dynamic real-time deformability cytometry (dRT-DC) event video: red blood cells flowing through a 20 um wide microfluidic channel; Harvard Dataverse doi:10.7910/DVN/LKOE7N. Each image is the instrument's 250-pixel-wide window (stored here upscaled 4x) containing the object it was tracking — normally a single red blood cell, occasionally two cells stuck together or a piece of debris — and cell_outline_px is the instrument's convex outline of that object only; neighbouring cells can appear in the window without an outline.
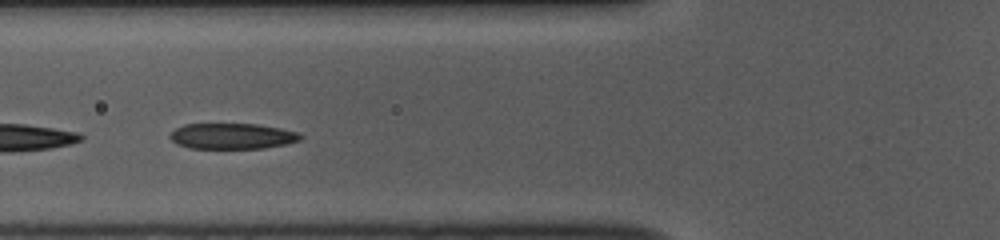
{"species": "common noctule bat (a hibernating species)", "species_latin": "Nyctalus noctula", "temperature_condition": "room temperature", "stored_images_in_passage": 16, "camera_frame_rate_fps": 3000, "um_per_image_px": 0.085, "animal": {"sex": "female", "body_mass_g": 10.0, "forearm_length_mm": 53.1}, "frame": {"image": 1, "passage_image": 13, "time_ms": 4.0, "image_size_px": [1000, 240], "cell_outline_px": [[304, 136], [300, 140], [284, 144], [264, 148], [188, 148], [176, 144], [168, 136], [176, 128], [184, 124], [256, 124], [280, 128], [300, 132]], "centroid_in_image_um": [19.74, 11.57], "position_along_channel_um": 106.1, "area_um2": 19.59}}